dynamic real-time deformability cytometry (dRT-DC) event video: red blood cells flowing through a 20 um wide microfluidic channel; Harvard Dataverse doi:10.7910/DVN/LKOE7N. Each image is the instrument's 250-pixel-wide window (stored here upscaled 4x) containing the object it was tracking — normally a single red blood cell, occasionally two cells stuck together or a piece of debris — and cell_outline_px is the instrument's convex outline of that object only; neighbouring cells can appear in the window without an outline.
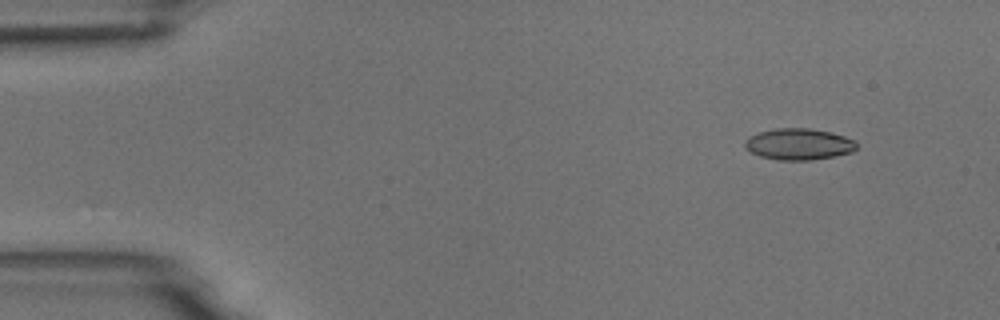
{"species": "common noctule bat (a hibernating species)", "species_latin": "Nyctalus noctula", "temperature_condition": "room temperature", "stored_images_in_passage": 4, "camera_frame_rate_fps": 3000, "um_per_image_px": 0.085, "animal": {"sex": "male", "body_mass_g": 18.8}, "frame": {"image": 1, "passage_image": 2, "time_ms": 1.0, "image_size_px": [1000, 320], "cell_outline_px": [[856, 148], [852, 152], [812, 160], [780, 160], [760, 156], [744, 148], [744, 140], [748, 136], [760, 132], [776, 128], [808, 128], [832, 132], [856, 140]], "centroid_in_image_um": [67.88, 12.24], "position_along_channel_um": 17.1, "area_um2": 20.46}}
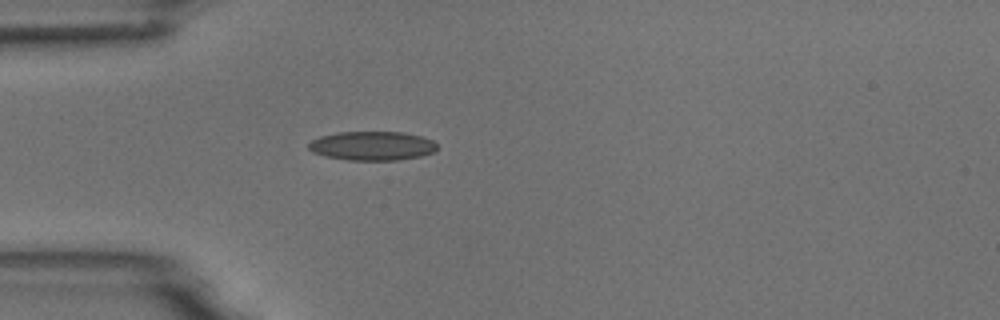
{"frame": {"image": 2, "passage_image": 4, "time_ms": 4.333, "image_size_px": [1000, 320], "cell_outline_px": [[436, 152], [420, 156], [396, 160], [348, 160], [324, 156], [312, 152], [308, 148], [308, 144], [312, 140], [320, 136], [340, 132], [404, 132], [420, 136], [432, 140], [436, 144]], "centroid_in_image_um": [31.63, 12.4], "position_along_channel_um": 53.4, "area_um2": 21.73}}